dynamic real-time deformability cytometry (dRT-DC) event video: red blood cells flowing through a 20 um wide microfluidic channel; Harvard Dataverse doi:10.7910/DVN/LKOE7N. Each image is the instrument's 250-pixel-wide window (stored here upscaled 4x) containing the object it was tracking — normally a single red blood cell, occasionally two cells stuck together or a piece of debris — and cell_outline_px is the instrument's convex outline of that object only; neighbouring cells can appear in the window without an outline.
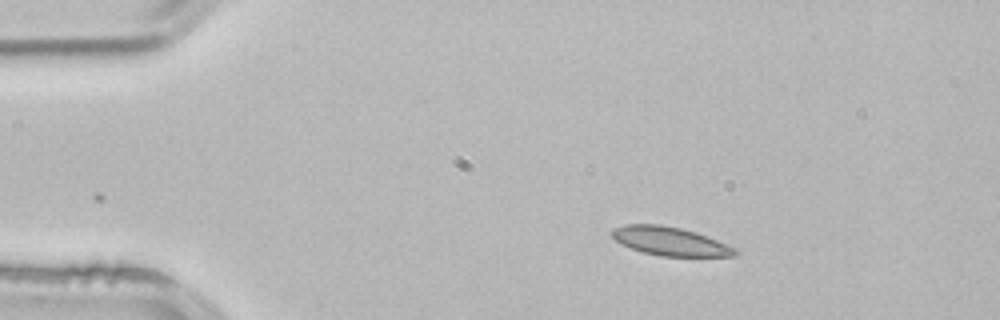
{"species": "common noctule bat (a hibernating species)", "species_latin": "Nyctalus noctula", "temperature_condition": "room temperature", "stored_images_in_passage": 5, "camera_frame_rate_fps": 3000, "um_per_image_px": 0.085, "animal": {"sex": "male", "body_mass_g": 21.5, "forearm_length_mm": 52.0}, "frame": {"image": 1, "passage_image": 5, "time_ms": 1.333, "image_size_px": [1000, 320], "cell_outline_px": [[740, 252], [732, 256], [660, 256], [644, 252], [620, 244], [612, 236], [612, 228], [624, 224], [660, 224], [680, 228], [696, 232], [736, 248]], "centroid_in_image_um": [56.93, 20.5], "position_along_channel_um": 28.1, "area_um2": 20.4}}